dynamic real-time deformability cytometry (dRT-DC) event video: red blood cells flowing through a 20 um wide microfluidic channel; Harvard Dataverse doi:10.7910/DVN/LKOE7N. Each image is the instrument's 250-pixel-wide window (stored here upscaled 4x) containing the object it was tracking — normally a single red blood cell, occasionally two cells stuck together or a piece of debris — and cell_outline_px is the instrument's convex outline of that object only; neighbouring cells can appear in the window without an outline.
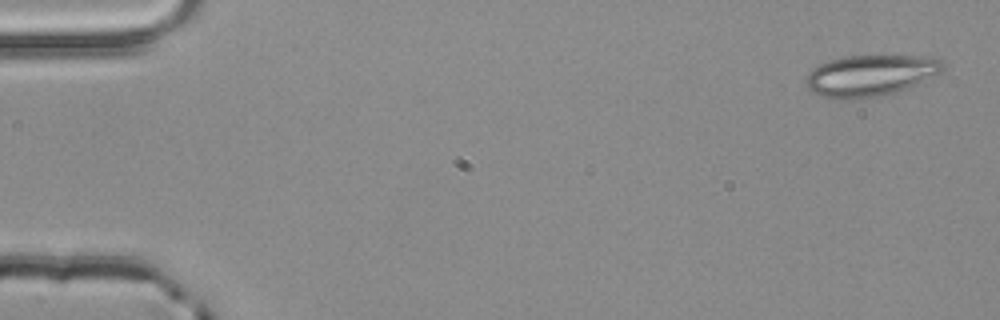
{"species": "common noctule bat (a hibernating species)", "species_latin": "Nyctalus noctula", "temperature_condition": "room temperature", "stored_images_in_passage": 4, "camera_frame_rate_fps": 3000, "um_per_image_px": 0.085, "animal": {"sex": "male", "body_mass_g": 20.4}, "frame": {"image": 1, "passage_image": 1, "time_ms": 0.0, "image_size_px": [1000, 320], "cell_outline_px": [[944, 68], [940, 72], [908, 88], [884, 96], [856, 100], [840, 100], [820, 96], [812, 92], [804, 84], [812, 68], [828, 60], [844, 56], [924, 56], [940, 60], [944, 64]], "centroid_in_image_um": [73.93, 6.44], "position_along_channel_um": 11.1, "area_um2": 33.18}}